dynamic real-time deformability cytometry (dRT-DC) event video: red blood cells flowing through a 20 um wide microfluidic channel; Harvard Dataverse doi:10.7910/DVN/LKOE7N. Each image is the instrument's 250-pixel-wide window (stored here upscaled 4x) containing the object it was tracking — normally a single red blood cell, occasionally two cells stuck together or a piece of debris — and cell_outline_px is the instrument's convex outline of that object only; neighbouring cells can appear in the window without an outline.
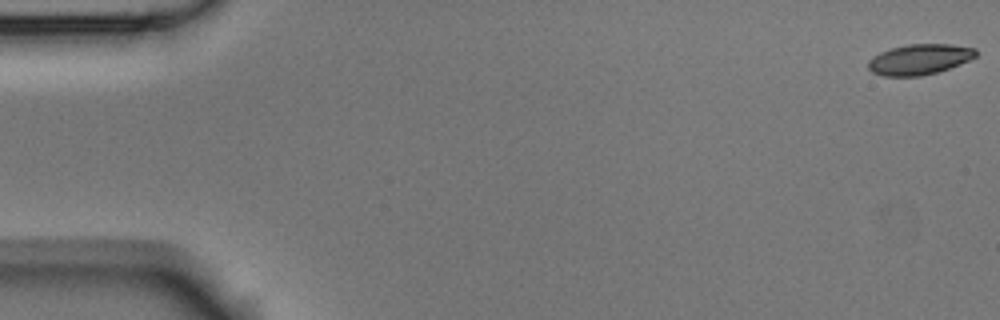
{"species": "Egyptian fruit bat (a non-hibernating species)", "species_latin": "Rousettus aegyptiacus", "temperature_condition": "room temperature", "stored_images_in_passage": 54, "camera_frame_rate_fps": 3000, "um_per_image_px": 0.085, "animal": {"sex": "male"}, "frame": {"image": 1, "passage_image": 1, "time_ms": 0.0, "image_size_px": [1000, 320], "cell_outline_px": [[976, 56], [960, 64], [936, 72], [920, 76], [884, 76], [872, 72], [868, 68], [868, 60], [880, 52], [892, 48], [908, 44], [952, 44], [976, 48]], "centroid_in_image_um": [78.14, 5.04], "position_along_channel_um": 6.9, "area_um2": 19.02}}
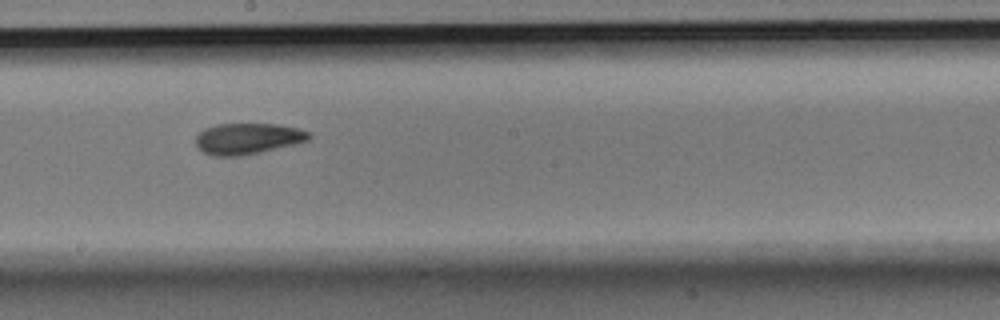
{"frame": {"image": 2, "passage_image": 30, "time_ms": 9.667, "image_size_px": [1000, 320], "cell_outline_px": [[312, 136], [308, 140], [260, 152], [240, 156], [212, 156], [204, 152], [196, 144], [196, 136], [204, 128], [216, 124], [276, 124], [296, 128], [308, 132]], "centroid_in_image_um": [21.01, 11.78], "position_along_channel_um": 227.2, "area_um2": 20.23}}
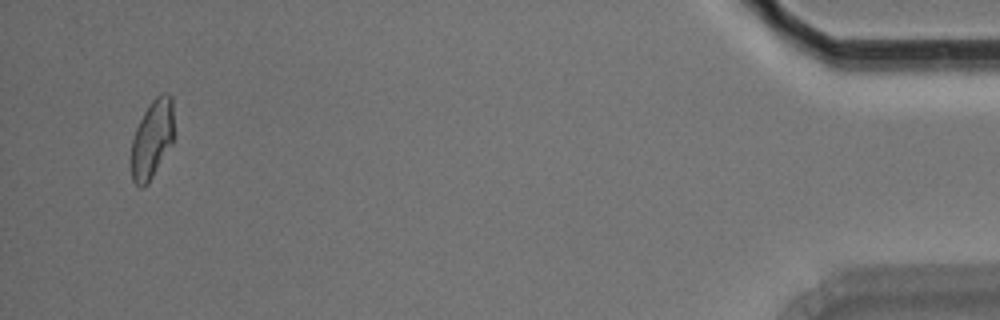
{"frame": {"image": 3, "passage_image": 52, "time_ms": 17.0, "image_size_px": [1000, 320], "cell_outline_px": [[172, 144], [148, 184], [140, 188], [132, 180], [132, 140], [136, 128], [144, 112], [152, 100], [160, 92], [168, 92], [172, 96]], "centroid_in_image_um": [12.93, 11.81], "position_along_channel_um": 422.3, "area_um2": 19.31}, "authors_computed_cell_mechanics": {"area_um2": 20.3456, "velocity_mm_per_s": 3.7572, "shape_relaxation_time_tau1_ms": 6.0932, "shape_relaxation_time_tau2_ms": 4.0297, "deformation_change_tau1": 0.1456, "deformation_change_tau2": 0.0993}}